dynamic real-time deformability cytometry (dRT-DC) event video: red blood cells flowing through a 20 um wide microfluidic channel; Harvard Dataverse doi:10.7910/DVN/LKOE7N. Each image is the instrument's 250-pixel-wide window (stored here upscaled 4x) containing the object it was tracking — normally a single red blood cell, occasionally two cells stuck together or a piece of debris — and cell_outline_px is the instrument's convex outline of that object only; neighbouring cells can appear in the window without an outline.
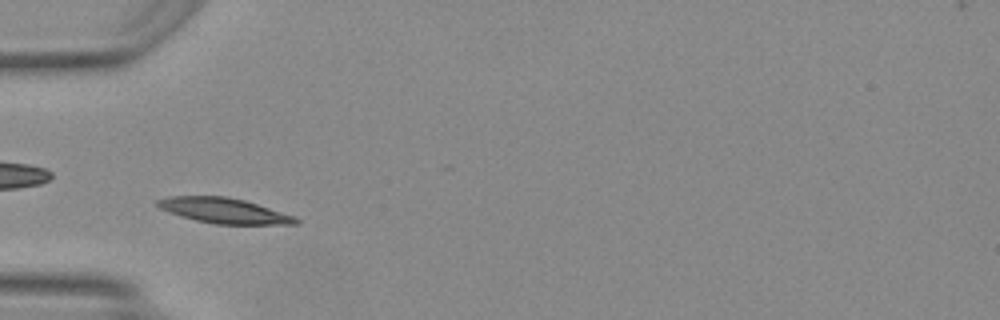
{"species": "Egyptian fruit bat (a non-hibernating species)", "species_latin": "Rousettus aegyptiacus", "temperature_condition": "warm", "stored_images_in_passage": 40, "camera_frame_rate_fps": 3000, "um_per_image_px": 0.085, "animal": {"sex": "female"}, "frame": {"image": 1, "passage_image": 7, "time_ms": 2.0, "image_size_px": [1000, 320], "cell_outline_px": [[300, 224], [216, 224], [196, 220], [180, 216], [168, 212], [160, 208], [156, 204], [156, 200], [168, 196], [228, 196], [244, 200], [296, 216], [300, 220]], "centroid_in_image_um": [19.05, 17.9], "position_along_channel_um": 66.0, "area_um2": 20.4}}
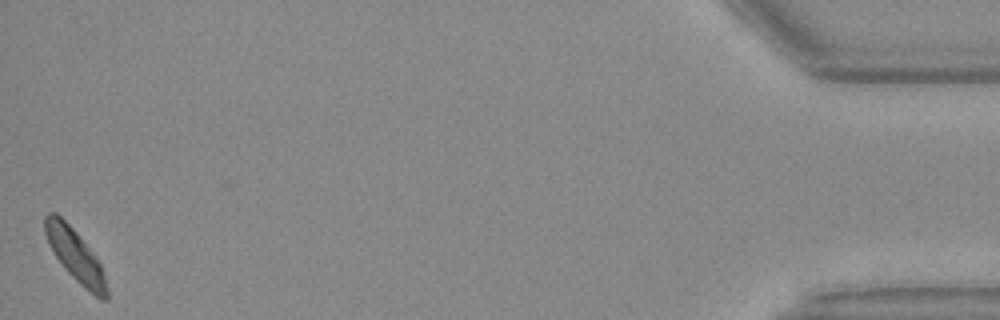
{"frame": {"image": 2, "passage_image": 40, "time_ms": 13.0, "image_size_px": [1000, 320], "cell_outline_px": [[108, 300], [100, 300], [80, 284], [64, 268], [56, 256], [44, 232], [44, 216], [48, 212], [56, 212], [76, 232], [96, 256], [100, 264], [108, 288]], "centroid_in_image_um": [6.41, 21.72], "position_along_channel_um": 428.8, "area_um2": 18.5}, "authors_computed_cell_mechanics": {"area_um2": 19.1896, "velocity_mm_per_s": 4.1258, "shape_relaxation_time_tau1_ms": null, "shape_relaxation_time_tau2_ms": 3.5979, "deformation_change_tau1": null, "deformation_change_tau2": 0.0857}}